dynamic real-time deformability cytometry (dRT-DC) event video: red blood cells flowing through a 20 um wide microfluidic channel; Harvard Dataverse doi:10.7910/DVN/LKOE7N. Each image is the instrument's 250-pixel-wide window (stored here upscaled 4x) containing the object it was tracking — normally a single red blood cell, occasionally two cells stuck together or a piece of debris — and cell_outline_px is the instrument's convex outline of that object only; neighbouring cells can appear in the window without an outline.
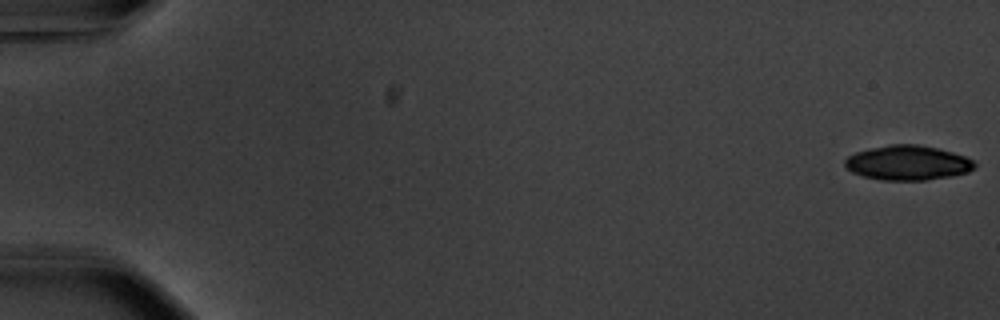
{"species": "common noctule bat (a hibernating species)", "species_latin": "Nyctalus noctula", "temperature_condition": "warm", "stored_images_in_passage": 55, "camera_frame_rate_fps": 3000, "um_per_image_px": 0.085, "animal": {"sex": "male", "body_mass_g": 20.1, "forearm_length_mm": 53.5}, "frame": {"image": 1, "passage_image": 1, "time_ms": 0.0, "image_size_px": [1000, 320], "cell_outline_px": [[976, 168], [968, 172], [952, 176], [924, 180], [880, 180], [864, 176], [852, 172], [844, 164], [844, 160], [848, 156], [856, 152], [888, 144], [916, 144], [936, 148], [952, 152], [964, 156], [972, 160], [976, 164]], "centroid_in_image_um": [77.16, 13.84], "position_along_channel_um": 7.8, "area_um2": 26.13}}
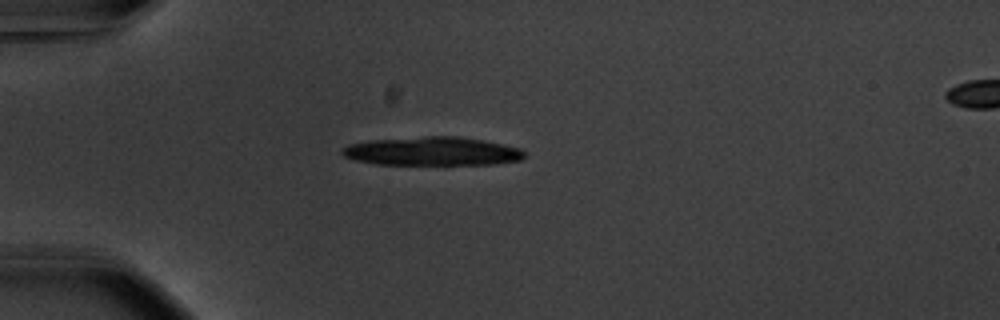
{"frame": {"image": 2, "passage_image": 16, "time_ms": 5.0, "image_size_px": [1000, 320], "cell_outline_px": [[524, 156], [520, 160], [492, 164], [376, 164], [356, 160], [344, 156], [340, 152], [340, 148], [348, 144], [368, 140], [424, 136], [460, 136], [520, 148], [524, 152]], "centroid_in_image_um": [36.67, 12.85], "position_along_channel_um": 48.3, "area_um2": 30.29}}